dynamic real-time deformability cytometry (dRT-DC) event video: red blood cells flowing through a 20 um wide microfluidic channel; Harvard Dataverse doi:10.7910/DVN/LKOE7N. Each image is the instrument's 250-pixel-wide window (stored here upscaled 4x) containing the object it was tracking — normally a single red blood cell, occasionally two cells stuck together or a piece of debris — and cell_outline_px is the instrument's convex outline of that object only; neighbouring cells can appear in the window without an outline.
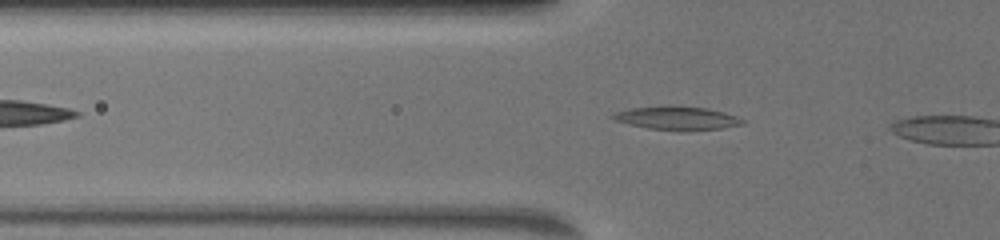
{"species": "common noctule bat (a hibernating species)", "species_latin": "Nyctalus noctula", "temperature_condition": "warm", "stored_images_in_passage": 7, "camera_frame_rate_fps": 3000, "um_per_image_px": 0.085, "animal": {"sex": "female", "body_mass_g": 19.5, "forearm_length_mm": 54.1}, "frame": {"image": 1, "passage_image": 4, "time_ms": 1.0, "image_size_px": [1000, 240], "cell_outline_px": [[744, 124], [720, 128], [680, 132], [676, 132], [648, 128], [628, 124], [612, 120], [612, 112], [632, 108], [668, 104], [708, 108], [724, 112], [736, 116], [744, 120]], "centroid_in_image_um": [57.5, 10.03], "position_along_channel_um": 68.3, "area_um2": 18.32}}